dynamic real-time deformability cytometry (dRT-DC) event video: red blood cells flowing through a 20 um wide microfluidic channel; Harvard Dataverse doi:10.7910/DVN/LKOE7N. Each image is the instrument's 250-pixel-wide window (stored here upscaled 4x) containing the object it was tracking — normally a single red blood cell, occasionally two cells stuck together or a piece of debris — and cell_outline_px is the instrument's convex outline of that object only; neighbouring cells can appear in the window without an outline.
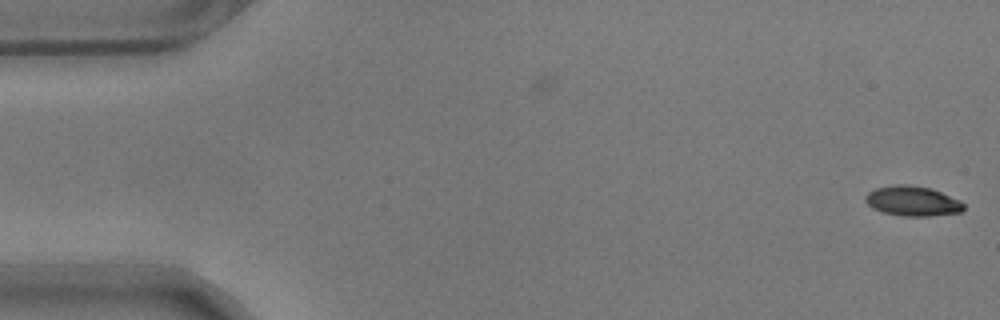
{"species": "common noctule bat (a hibernating species)", "species_latin": "Nyctalus noctula", "temperature_condition": "warm", "stored_images_in_passage": 6, "camera_frame_rate_fps": 3000, "um_per_image_px": 0.085, "animal": {"sex": "male", "body_mass_g": 17.9}, "frame": {"image": 1, "passage_image": 6, "time_ms": 1.667, "image_size_px": [1000, 320], "cell_outline_px": [[964, 208], [960, 212], [932, 216], [900, 216], [884, 212], [872, 208], [864, 200], [864, 196], [868, 192], [876, 188], [896, 184], [908, 184], [932, 188], [960, 200], [964, 204]], "centroid_in_image_um": [77.56, 17.08], "position_along_channel_um": 7.4, "area_um2": 17.28}}